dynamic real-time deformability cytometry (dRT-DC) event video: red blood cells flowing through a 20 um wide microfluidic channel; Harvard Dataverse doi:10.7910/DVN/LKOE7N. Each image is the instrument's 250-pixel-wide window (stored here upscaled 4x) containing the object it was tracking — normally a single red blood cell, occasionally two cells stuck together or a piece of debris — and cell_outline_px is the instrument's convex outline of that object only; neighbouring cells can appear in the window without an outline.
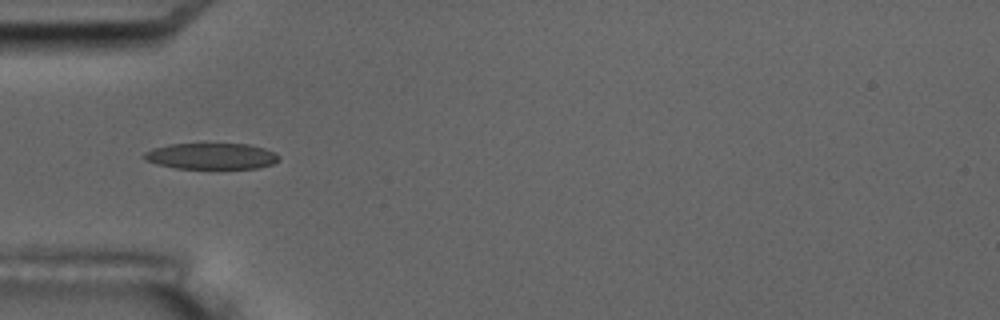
{"species": "common noctule bat (a hibernating species)", "species_latin": "Nyctalus noctula", "temperature_condition": "room temperature", "stored_images_in_passage": 4, "camera_frame_rate_fps": 3000, "um_per_image_px": 0.085, "animal": {"sex": "male", "body_mass_g": 17.5, "forearm_length_mm": 52.3}, "frame": {"image": 1, "passage_image": 1, "time_ms": 0.0, "image_size_px": [1000, 320], "cell_outline_px": [[280, 160], [272, 164], [260, 168], [176, 168], [156, 164], [144, 160], [140, 156], [144, 152], [152, 148], [168, 144], [248, 144], [264, 148], [276, 152], [280, 156]], "centroid_in_image_um": [17.94, 13.27], "position_along_channel_um": 67.1, "area_um2": 20.75}}
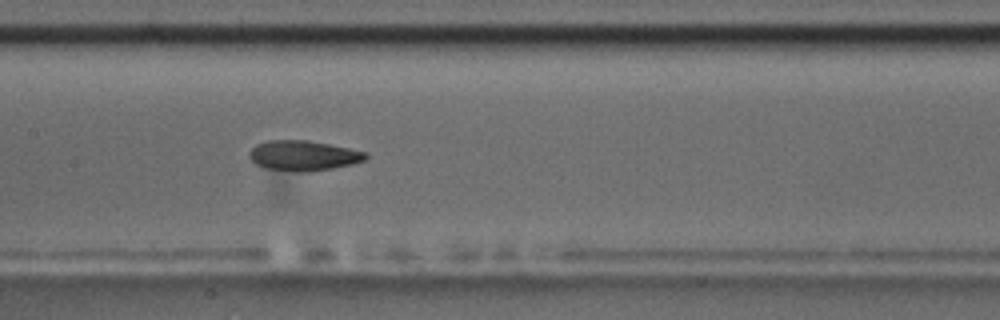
{"frame": {"image": 2, "passage_image": 4, "time_ms": 3.333, "image_size_px": [1000, 320], "cell_outline_px": [[368, 156], [364, 160], [352, 164], [332, 168], [308, 172], [296, 172], [264, 168], [256, 164], [248, 156], [248, 152], [256, 144], [268, 140], [308, 140], [368, 152]], "centroid_in_image_um": [25.76, 13.23], "position_along_channel_um": 181.6, "area_um2": 20.52}}